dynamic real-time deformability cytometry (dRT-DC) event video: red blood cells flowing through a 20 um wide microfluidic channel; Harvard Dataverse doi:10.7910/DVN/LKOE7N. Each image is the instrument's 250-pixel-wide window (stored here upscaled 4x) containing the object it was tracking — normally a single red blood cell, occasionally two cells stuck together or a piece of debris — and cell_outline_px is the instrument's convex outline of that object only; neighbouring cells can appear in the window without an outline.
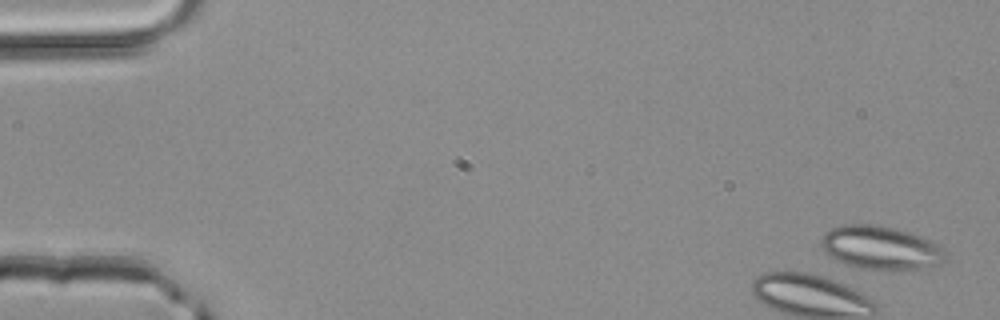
{"species": "common noctule bat (a hibernating species)", "species_latin": "Nyctalus noctula", "temperature_condition": "room temperature", "stored_images_in_passage": 4, "camera_frame_rate_fps": 3000, "um_per_image_px": 0.085, "animal": {"sex": "male", "body_mass_g": 20.4}, "frame": {"image": 1, "passage_image": 1, "time_ms": 0.0, "image_size_px": [1000, 320], "cell_outline_px": [[944, 260], [940, 264], [920, 268], [864, 268], [844, 264], [824, 252], [820, 244], [820, 240], [824, 232], [832, 228], [844, 224], [872, 224], [896, 228], [920, 236], [944, 248]], "centroid_in_image_um": [74.8, 21.02], "position_along_channel_um": 10.2, "area_um2": 30.92}}